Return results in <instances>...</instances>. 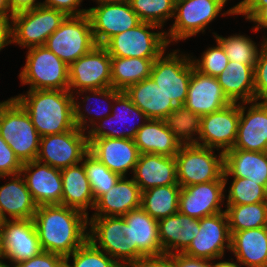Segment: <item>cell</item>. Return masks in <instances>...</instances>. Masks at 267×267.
<instances>
[{"instance_id":"cell-15","label":"cell","mask_w":267,"mask_h":267,"mask_svg":"<svg viewBox=\"0 0 267 267\" xmlns=\"http://www.w3.org/2000/svg\"><path fill=\"white\" fill-rule=\"evenodd\" d=\"M122 232L130 242V266L142 257L164 254L158 235V221L141 207L123 215Z\"/></svg>"},{"instance_id":"cell-18","label":"cell","mask_w":267,"mask_h":267,"mask_svg":"<svg viewBox=\"0 0 267 267\" xmlns=\"http://www.w3.org/2000/svg\"><path fill=\"white\" fill-rule=\"evenodd\" d=\"M88 225V240L122 267H130V242L122 232L123 216H92Z\"/></svg>"},{"instance_id":"cell-42","label":"cell","mask_w":267,"mask_h":267,"mask_svg":"<svg viewBox=\"0 0 267 267\" xmlns=\"http://www.w3.org/2000/svg\"><path fill=\"white\" fill-rule=\"evenodd\" d=\"M84 92L85 93H91L93 95L92 98L96 97L95 99H98L97 97H99V98H102V100L105 99L106 101L107 100L114 101L115 97L121 91L116 90V89H114L112 87H109V88L95 89V90H80V91H78L76 93L79 94V95H81V94L83 95ZM92 98H91V96H85L83 98V104L85 102H87V101L89 102L90 99H92ZM75 99H78V97L77 98L74 97V123H75V126L77 128L83 130L84 132L86 130L90 129V127L93 126L96 123L95 121L97 119H99L98 121H100L103 118L107 117L108 115H111L110 112L107 113L106 111H102V110H101V112L98 111V110L97 111H93V110L91 111V109L87 108L90 105L89 104H85V106H87V107H85L86 108L85 112L87 111V114H89V115L93 114L92 112H94V115L96 117V118L95 117L93 118V115H92L90 118H88V116H85L86 114L83 111H81L82 109H80V108H82V107H80L81 106L80 103L78 101H76ZM102 115H103V117H102ZM86 118H88L89 121H87ZM87 123H90L91 125H89Z\"/></svg>"},{"instance_id":"cell-57","label":"cell","mask_w":267,"mask_h":267,"mask_svg":"<svg viewBox=\"0 0 267 267\" xmlns=\"http://www.w3.org/2000/svg\"><path fill=\"white\" fill-rule=\"evenodd\" d=\"M236 262L220 261V262L214 263L211 261V267H240L241 266L240 263L238 261Z\"/></svg>"},{"instance_id":"cell-59","label":"cell","mask_w":267,"mask_h":267,"mask_svg":"<svg viewBox=\"0 0 267 267\" xmlns=\"http://www.w3.org/2000/svg\"><path fill=\"white\" fill-rule=\"evenodd\" d=\"M96 2H129L130 0H95Z\"/></svg>"},{"instance_id":"cell-12","label":"cell","mask_w":267,"mask_h":267,"mask_svg":"<svg viewBox=\"0 0 267 267\" xmlns=\"http://www.w3.org/2000/svg\"><path fill=\"white\" fill-rule=\"evenodd\" d=\"M109 87H112L111 56L103 45H96L69 66L68 90L72 94Z\"/></svg>"},{"instance_id":"cell-46","label":"cell","mask_w":267,"mask_h":267,"mask_svg":"<svg viewBox=\"0 0 267 267\" xmlns=\"http://www.w3.org/2000/svg\"><path fill=\"white\" fill-rule=\"evenodd\" d=\"M262 42L254 67L255 101H267V38L265 37Z\"/></svg>"},{"instance_id":"cell-1","label":"cell","mask_w":267,"mask_h":267,"mask_svg":"<svg viewBox=\"0 0 267 267\" xmlns=\"http://www.w3.org/2000/svg\"><path fill=\"white\" fill-rule=\"evenodd\" d=\"M88 218L63 205L38 206L33 221L42 250L63 257L72 254L88 240Z\"/></svg>"},{"instance_id":"cell-48","label":"cell","mask_w":267,"mask_h":267,"mask_svg":"<svg viewBox=\"0 0 267 267\" xmlns=\"http://www.w3.org/2000/svg\"><path fill=\"white\" fill-rule=\"evenodd\" d=\"M65 259L62 255L42 251L37 256L14 264L13 267H64Z\"/></svg>"},{"instance_id":"cell-3","label":"cell","mask_w":267,"mask_h":267,"mask_svg":"<svg viewBox=\"0 0 267 267\" xmlns=\"http://www.w3.org/2000/svg\"><path fill=\"white\" fill-rule=\"evenodd\" d=\"M0 135L22 164L36 160L41 136L30 115L14 97L0 107Z\"/></svg>"},{"instance_id":"cell-19","label":"cell","mask_w":267,"mask_h":267,"mask_svg":"<svg viewBox=\"0 0 267 267\" xmlns=\"http://www.w3.org/2000/svg\"><path fill=\"white\" fill-rule=\"evenodd\" d=\"M225 186V181H211L181 188L178 211L194 219L224 212Z\"/></svg>"},{"instance_id":"cell-45","label":"cell","mask_w":267,"mask_h":267,"mask_svg":"<svg viewBox=\"0 0 267 267\" xmlns=\"http://www.w3.org/2000/svg\"><path fill=\"white\" fill-rule=\"evenodd\" d=\"M214 47H209L201 56V60L193 59L192 62L196 70L200 73L212 77H217L228 65V57L221 44L216 41ZM197 60V61H196Z\"/></svg>"},{"instance_id":"cell-49","label":"cell","mask_w":267,"mask_h":267,"mask_svg":"<svg viewBox=\"0 0 267 267\" xmlns=\"http://www.w3.org/2000/svg\"><path fill=\"white\" fill-rule=\"evenodd\" d=\"M82 0H45L42 5L63 12L66 16L87 14V9H77Z\"/></svg>"},{"instance_id":"cell-11","label":"cell","mask_w":267,"mask_h":267,"mask_svg":"<svg viewBox=\"0 0 267 267\" xmlns=\"http://www.w3.org/2000/svg\"><path fill=\"white\" fill-rule=\"evenodd\" d=\"M88 152L87 135L75 126L67 132L41 137L36 160L63 169L81 163Z\"/></svg>"},{"instance_id":"cell-52","label":"cell","mask_w":267,"mask_h":267,"mask_svg":"<svg viewBox=\"0 0 267 267\" xmlns=\"http://www.w3.org/2000/svg\"><path fill=\"white\" fill-rule=\"evenodd\" d=\"M174 267H211V261L187 256L184 253L172 254Z\"/></svg>"},{"instance_id":"cell-47","label":"cell","mask_w":267,"mask_h":267,"mask_svg":"<svg viewBox=\"0 0 267 267\" xmlns=\"http://www.w3.org/2000/svg\"><path fill=\"white\" fill-rule=\"evenodd\" d=\"M21 168L22 163L0 135V176L20 174Z\"/></svg>"},{"instance_id":"cell-9","label":"cell","mask_w":267,"mask_h":267,"mask_svg":"<svg viewBox=\"0 0 267 267\" xmlns=\"http://www.w3.org/2000/svg\"><path fill=\"white\" fill-rule=\"evenodd\" d=\"M178 52L174 50L166 56L163 52L155 59L150 77L176 106H182L187 98L193 62L189 55H177Z\"/></svg>"},{"instance_id":"cell-8","label":"cell","mask_w":267,"mask_h":267,"mask_svg":"<svg viewBox=\"0 0 267 267\" xmlns=\"http://www.w3.org/2000/svg\"><path fill=\"white\" fill-rule=\"evenodd\" d=\"M67 16L54 8L38 6L12 15V43L20 47L45 45Z\"/></svg>"},{"instance_id":"cell-24","label":"cell","mask_w":267,"mask_h":267,"mask_svg":"<svg viewBox=\"0 0 267 267\" xmlns=\"http://www.w3.org/2000/svg\"><path fill=\"white\" fill-rule=\"evenodd\" d=\"M232 103L224 94L217 77L204 75L195 69L190 77L184 106L198 115H206Z\"/></svg>"},{"instance_id":"cell-53","label":"cell","mask_w":267,"mask_h":267,"mask_svg":"<svg viewBox=\"0 0 267 267\" xmlns=\"http://www.w3.org/2000/svg\"><path fill=\"white\" fill-rule=\"evenodd\" d=\"M12 43V16H0V51Z\"/></svg>"},{"instance_id":"cell-4","label":"cell","mask_w":267,"mask_h":267,"mask_svg":"<svg viewBox=\"0 0 267 267\" xmlns=\"http://www.w3.org/2000/svg\"><path fill=\"white\" fill-rule=\"evenodd\" d=\"M19 77L29 90H68L69 66L46 46H34L28 48Z\"/></svg>"},{"instance_id":"cell-14","label":"cell","mask_w":267,"mask_h":267,"mask_svg":"<svg viewBox=\"0 0 267 267\" xmlns=\"http://www.w3.org/2000/svg\"><path fill=\"white\" fill-rule=\"evenodd\" d=\"M33 219H7L0 228V259L11 264L29 260L42 252Z\"/></svg>"},{"instance_id":"cell-23","label":"cell","mask_w":267,"mask_h":267,"mask_svg":"<svg viewBox=\"0 0 267 267\" xmlns=\"http://www.w3.org/2000/svg\"><path fill=\"white\" fill-rule=\"evenodd\" d=\"M89 152L109 170L126 176L130 169L133 173L140 152L134 140L127 138L88 139Z\"/></svg>"},{"instance_id":"cell-6","label":"cell","mask_w":267,"mask_h":267,"mask_svg":"<svg viewBox=\"0 0 267 267\" xmlns=\"http://www.w3.org/2000/svg\"><path fill=\"white\" fill-rule=\"evenodd\" d=\"M96 45L90 19L84 14L67 16L59 28L47 38L44 46L70 66Z\"/></svg>"},{"instance_id":"cell-30","label":"cell","mask_w":267,"mask_h":267,"mask_svg":"<svg viewBox=\"0 0 267 267\" xmlns=\"http://www.w3.org/2000/svg\"><path fill=\"white\" fill-rule=\"evenodd\" d=\"M80 164L78 163L61 169V205L77 209L89 215L87 210L89 207L91 209L94 208L95 198L90 181L86 175L83 161Z\"/></svg>"},{"instance_id":"cell-22","label":"cell","mask_w":267,"mask_h":267,"mask_svg":"<svg viewBox=\"0 0 267 267\" xmlns=\"http://www.w3.org/2000/svg\"><path fill=\"white\" fill-rule=\"evenodd\" d=\"M110 105L108 106V109L110 111L114 110L115 112L111 113V115H108L107 117L103 118L102 120L98 121L95 123L91 129L88 130V139H99V138H127V139H132L136 137L137 131L144 125V123L148 120L147 116L145 115L144 112H142L132 101L131 99L126 95L124 91H121L114 99V101H107ZM114 102L115 104L111 105ZM116 106V107H115ZM120 110V111H119ZM117 111V112H116ZM119 112V114H118ZM131 115V116H130ZM134 115V118H140V121L142 123L130 126L129 131H123V130H117L114 129L115 127H112L111 123H123L127 126L126 123H128V120L130 122V117L132 118ZM138 118V119H139ZM143 119V120H141ZM110 123V124H109ZM115 123V125H116ZM118 124V125H119ZM111 126L109 130H106L108 126ZM107 126V127H106Z\"/></svg>"},{"instance_id":"cell-40","label":"cell","mask_w":267,"mask_h":267,"mask_svg":"<svg viewBox=\"0 0 267 267\" xmlns=\"http://www.w3.org/2000/svg\"><path fill=\"white\" fill-rule=\"evenodd\" d=\"M83 165L95 201L104 193L108 192L121 177L119 174L109 170L95 156L88 152L83 158Z\"/></svg>"},{"instance_id":"cell-2","label":"cell","mask_w":267,"mask_h":267,"mask_svg":"<svg viewBox=\"0 0 267 267\" xmlns=\"http://www.w3.org/2000/svg\"><path fill=\"white\" fill-rule=\"evenodd\" d=\"M74 94L69 90H28L14 97L30 115L38 134H59L72 130Z\"/></svg>"},{"instance_id":"cell-31","label":"cell","mask_w":267,"mask_h":267,"mask_svg":"<svg viewBox=\"0 0 267 267\" xmlns=\"http://www.w3.org/2000/svg\"><path fill=\"white\" fill-rule=\"evenodd\" d=\"M124 92L148 119L162 120L177 108L151 77L129 86Z\"/></svg>"},{"instance_id":"cell-54","label":"cell","mask_w":267,"mask_h":267,"mask_svg":"<svg viewBox=\"0 0 267 267\" xmlns=\"http://www.w3.org/2000/svg\"><path fill=\"white\" fill-rule=\"evenodd\" d=\"M8 5L11 13L16 14L22 11L34 9L41 6L42 3H36V0H8Z\"/></svg>"},{"instance_id":"cell-32","label":"cell","mask_w":267,"mask_h":267,"mask_svg":"<svg viewBox=\"0 0 267 267\" xmlns=\"http://www.w3.org/2000/svg\"><path fill=\"white\" fill-rule=\"evenodd\" d=\"M11 177L10 182L0 186V207L6 219H33L38 205L32 198L21 174ZM9 218H7V215Z\"/></svg>"},{"instance_id":"cell-29","label":"cell","mask_w":267,"mask_h":267,"mask_svg":"<svg viewBox=\"0 0 267 267\" xmlns=\"http://www.w3.org/2000/svg\"><path fill=\"white\" fill-rule=\"evenodd\" d=\"M230 233V251L241 266L267 267V226Z\"/></svg>"},{"instance_id":"cell-10","label":"cell","mask_w":267,"mask_h":267,"mask_svg":"<svg viewBox=\"0 0 267 267\" xmlns=\"http://www.w3.org/2000/svg\"><path fill=\"white\" fill-rule=\"evenodd\" d=\"M225 4L223 0H176L175 21L169 32H165L168 44L205 32Z\"/></svg>"},{"instance_id":"cell-5","label":"cell","mask_w":267,"mask_h":267,"mask_svg":"<svg viewBox=\"0 0 267 267\" xmlns=\"http://www.w3.org/2000/svg\"><path fill=\"white\" fill-rule=\"evenodd\" d=\"M177 181L181 188L223 179V152L198 144L182 145L175 155Z\"/></svg>"},{"instance_id":"cell-43","label":"cell","mask_w":267,"mask_h":267,"mask_svg":"<svg viewBox=\"0 0 267 267\" xmlns=\"http://www.w3.org/2000/svg\"><path fill=\"white\" fill-rule=\"evenodd\" d=\"M70 257L73 258L72 265L69 263ZM64 259V267H122L120 263L95 247L89 240Z\"/></svg>"},{"instance_id":"cell-44","label":"cell","mask_w":267,"mask_h":267,"mask_svg":"<svg viewBox=\"0 0 267 267\" xmlns=\"http://www.w3.org/2000/svg\"><path fill=\"white\" fill-rule=\"evenodd\" d=\"M228 191L226 205L267 202L266 189L248 178L233 177Z\"/></svg>"},{"instance_id":"cell-33","label":"cell","mask_w":267,"mask_h":267,"mask_svg":"<svg viewBox=\"0 0 267 267\" xmlns=\"http://www.w3.org/2000/svg\"><path fill=\"white\" fill-rule=\"evenodd\" d=\"M140 154H161L174 157L180 147V142L167 128L163 120L148 119L137 131L134 138Z\"/></svg>"},{"instance_id":"cell-58","label":"cell","mask_w":267,"mask_h":267,"mask_svg":"<svg viewBox=\"0 0 267 267\" xmlns=\"http://www.w3.org/2000/svg\"><path fill=\"white\" fill-rule=\"evenodd\" d=\"M6 220L7 219L4 217V214H3L2 209L0 207V228L6 222Z\"/></svg>"},{"instance_id":"cell-51","label":"cell","mask_w":267,"mask_h":267,"mask_svg":"<svg viewBox=\"0 0 267 267\" xmlns=\"http://www.w3.org/2000/svg\"><path fill=\"white\" fill-rule=\"evenodd\" d=\"M130 267H174L172 254H162L158 256L142 257L134 262Z\"/></svg>"},{"instance_id":"cell-16","label":"cell","mask_w":267,"mask_h":267,"mask_svg":"<svg viewBox=\"0 0 267 267\" xmlns=\"http://www.w3.org/2000/svg\"><path fill=\"white\" fill-rule=\"evenodd\" d=\"M87 9L97 45H104L114 35L136 27L141 21L129 2H97Z\"/></svg>"},{"instance_id":"cell-60","label":"cell","mask_w":267,"mask_h":267,"mask_svg":"<svg viewBox=\"0 0 267 267\" xmlns=\"http://www.w3.org/2000/svg\"><path fill=\"white\" fill-rule=\"evenodd\" d=\"M0 267H10V264H6L2 259H0ZM13 267V266H11Z\"/></svg>"},{"instance_id":"cell-50","label":"cell","mask_w":267,"mask_h":267,"mask_svg":"<svg viewBox=\"0 0 267 267\" xmlns=\"http://www.w3.org/2000/svg\"><path fill=\"white\" fill-rule=\"evenodd\" d=\"M245 15L246 20L253 21L255 27L253 31H259L260 28H267V6L264 7H243L237 15Z\"/></svg>"},{"instance_id":"cell-39","label":"cell","mask_w":267,"mask_h":267,"mask_svg":"<svg viewBox=\"0 0 267 267\" xmlns=\"http://www.w3.org/2000/svg\"><path fill=\"white\" fill-rule=\"evenodd\" d=\"M227 54L229 61H235L248 66H255L260 51L257 45L245 35L233 34V36L222 37L213 33Z\"/></svg>"},{"instance_id":"cell-34","label":"cell","mask_w":267,"mask_h":267,"mask_svg":"<svg viewBox=\"0 0 267 267\" xmlns=\"http://www.w3.org/2000/svg\"><path fill=\"white\" fill-rule=\"evenodd\" d=\"M254 67L229 61L223 72L217 76L218 83L226 97L235 103L255 101Z\"/></svg>"},{"instance_id":"cell-27","label":"cell","mask_w":267,"mask_h":267,"mask_svg":"<svg viewBox=\"0 0 267 267\" xmlns=\"http://www.w3.org/2000/svg\"><path fill=\"white\" fill-rule=\"evenodd\" d=\"M142 191L132 179L121 176L116 184L96 201L93 216H123L141 207Z\"/></svg>"},{"instance_id":"cell-36","label":"cell","mask_w":267,"mask_h":267,"mask_svg":"<svg viewBox=\"0 0 267 267\" xmlns=\"http://www.w3.org/2000/svg\"><path fill=\"white\" fill-rule=\"evenodd\" d=\"M179 184L157 186L142 191L141 208L157 221L178 212Z\"/></svg>"},{"instance_id":"cell-61","label":"cell","mask_w":267,"mask_h":267,"mask_svg":"<svg viewBox=\"0 0 267 267\" xmlns=\"http://www.w3.org/2000/svg\"><path fill=\"white\" fill-rule=\"evenodd\" d=\"M4 102H5V101L0 102V107L3 105Z\"/></svg>"},{"instance_id":"cell-56","label":"cell","mask_w":267,"mask_h":267,"mask_svg":"<svg viewBox=\"0 0 267 267\" xmlns=\"http://www.w3.org/2000/svg\"><path fill=\"white\" fill-rule=\"evenodd\" d=\"M8 0H0V16H12Z\"/></svg>"},{"instance_id":"cell-26","label":"cell","mask_w":267,"mask_h":267,"mask_svg":"<svg viewBox=\"0 0 267 267\" xmlns=\"http://www.w3.org/2000/svg\"><path fill=\"white\" fill-rule=\"evenodd\" d=\"M223 179L228 177L248 178L267 188V152L230 149L223 153Z\"/></svg>"},{"instance_id":"cell-20","label":"cell","mask_w":267,"mask_h":267,"mask_svg":"<svg viewBox=\"0 0 267 267\" xmlns=\"http://www.w3.org/2000/svg\"><path fill=\"white\" fill-rule=\"evenodd\" d=\"M20 174L38 206L61 205V169L33 160L22 164Z\"/></svg>"},{"instance_id":"cell-35","label":"cell","mask_w":267,"mask_h":267,"mask_svg":"<svg viewBox=\"0 0 267 267\" xmlns=\"http://www.w3.org/2000/svg\"><path fill=\"white\" fill-rule=\"evenodd\" d=\"M155 59L111 57L112 88L125 91L129 86L149 78Z\"/></svg>"},{"instance_id":"cell-41","label":"cell","mask_w":267,"mask_h":267,"mask_svg":"<svg viewBox=\"0 0 267 267\" xmlns=\"http://www.w3.org/2000/svg\"><path fill=\"white\" fill-rule=\"evenodd\" d=\"M176 0H130L132 10L141 22L163 27L166 20L174 17Z\"/></svg>"},{"instance_id":"cell-17","label":"cell","mask_w":267,"mask_h":267,"mask_svg":"<svg viewBox=\"0 0 267 267\" xmlns=\"http://www.w3.org/2000/svg\"><path fill=\"white\" fill-rule=\"evenodd\" d=\"M239 119L240 102H232L220 110L203 115L198 145L222 149L223 153L232 149L237 138Z\"/></svg>"},{"instance_id":"cell-55","label":"cell","mask_w":267,"mask_h":267,"mask_svg":"<svg viewBox=\"0 0 267 267\" xmlns=\"http://www.w3.org/2000/svg\"><path fill=\"white\" fill-rule=\"evenodd\" d=\"M267 6V0H242L237 5L230 8L225 13H221V15L225 16L228 15H237V13L243 8V7H264Z\"/></svg>"},{"instance_id":"cell-13","label":"cell","mask_w":267,"mask_h":267,"mask_svg":"<svg viewBox=\"0 0 267 267\" xmlns=\"http://www.w3.org/2000/svg\"><path fill=\"white\" fill-rule=\"evenodd\" d=\"M231 249V233L225 211L199 219V233L183 252L187 256L215 262Z\"/></svg>"},{"instance_id":"cell-7","label":"cell","mask_w":267,"mask_h":267,"mask_svg":"<svg viewBox=\"0 0 267 267\" xmlns=\"http://www.w3.org/2000/svg\"><path fill=\"white\" fill-rule=\"evenodd\" d=\"M161 28L156 24L140 22L136 27L111 37L103 46L111 57L158 58L168 42L165 32H153Z\"/></svg>"},{"instance_id":"cell-25","label":"cell","mask_w":267,"mask_h":267,"mask_svg":"<svg viewBox=\"0 0 267 267\" xmlns=\"http://www.w3.org/2000/svg\"><path fill=\"white\" fill-rule=\"evenodd\" d=\"M133 174V180L141 191L178 184L175 156L140 154Z\"/></svg>"},{"instance_id":"cell-38","label":"cell","mask_w":267,"mask_h":267,"mask_svg":"<svg viewBox=\"0 0 267 267\" xmlns=\"http://www.w3.org/2000/svg\"><path fill=\"white\" fill-rule=\"evenodd\" d=\"M226 206L230 232L267 226V202Z\"/></svg>"},{"instance_id":"cell-37","label":"cell","mask_w":267,"mask_h":267,"mask_svg":"<svg viewBox=\"0 0 267 267\" xmlns=\"http://www.w3.org/2000/svg\"><path fill=\"white\" fill-rule=\"evenodd\" d=\"M202 116L184 105L177 106L162 120L181 145L198 144ZM198 135L196 138L193 136Z\"/></svg>"},{"instance_id":"cell-28","label":"cell","mask_w":267,"mask_h":267,"mask_svg":"<svg viewBox=\"0 0 267 267\" xmlns=\"http://www.w3.org/2000/svg\"><path fill=\"white\" fill-rule=\"evenodd\" d=\"M198 233L199 219L179 211L158 221L159 240L165 254L183 253Z\"/></svg>"},{"instance_id":"cell-21","label":"cell","mask_w":267,"mask_h":267,"mask_svg":"<svg viewBox=\"0 0 267 267\" xmlns=\"http://www.w3.org/2000/svg\"><path fill=\"white\" fill-rule=\"evenodd\" d=\"M245 104H250L248 110ZM232 149L267 152V101L240 103L237 138Z\"/></svg>"}]
</instances>
